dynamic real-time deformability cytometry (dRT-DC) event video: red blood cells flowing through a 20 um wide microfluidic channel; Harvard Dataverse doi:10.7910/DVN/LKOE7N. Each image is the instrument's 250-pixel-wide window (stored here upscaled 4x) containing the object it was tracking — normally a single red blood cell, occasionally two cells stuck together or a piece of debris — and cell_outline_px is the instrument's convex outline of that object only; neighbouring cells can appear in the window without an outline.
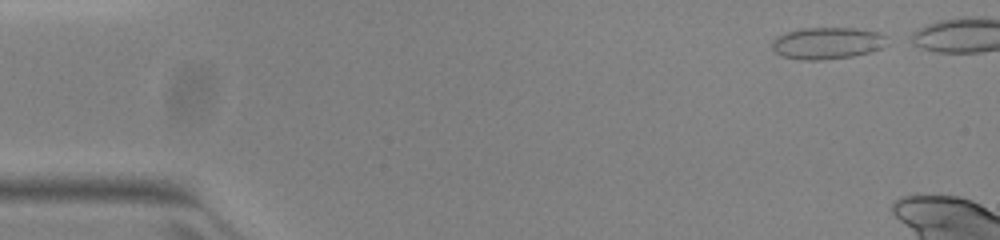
{"species": "common noctule bat (a hibernating species)", "species_latin": "Nyctalus noctula", "temperature_condition": "warm", "stored_images_in_passage": 8, "camera_frame_rate_fps": 3000, "um_per_image_px": 0.085, "animal": {"sex": "female", "body_mass_g": 23.0, "forearm_length_mm": 53.4}, "frame": {"image": 1, "passage_image": 1, "time_ms": 0.0, "image_size_px": [1000, 240], "cell_outline_px": [[896, 40], [872, 52], [852, 56], [820, 60], [800, 60], [780, 56], [772, 48], [772, 40], [776, 36], [788, 32], [804, 28], [856, 28], [880, 32]], "centroid_in_image_um": [70.41, 3.67], "position_along_channel_um": 14.6, "area_um2": 21.85}}